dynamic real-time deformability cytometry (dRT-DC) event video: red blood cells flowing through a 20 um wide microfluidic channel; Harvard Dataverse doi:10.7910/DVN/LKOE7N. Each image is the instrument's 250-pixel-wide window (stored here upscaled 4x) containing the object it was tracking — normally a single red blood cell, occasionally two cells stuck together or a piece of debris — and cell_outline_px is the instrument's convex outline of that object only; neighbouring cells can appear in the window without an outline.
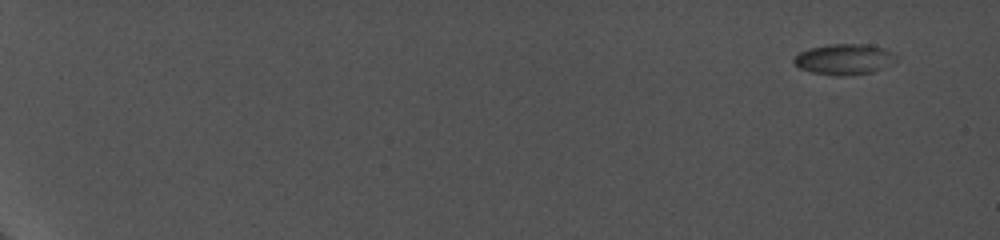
{"species": "common noctule bat (a hibernating species)", "species_latin": "Nyctalus noctula", "temperature_condition": "cold", "stored_images_in_passage": 72, "camera_frame_rate_fps": 5000, "um_per_image_px": 0.085, "animal": {"sex": "female", "body_mass_g": 19.0, "forearm_length_mm": 56.7}, "frame": {"image": 1, "passage_image": 1, "time_ms": 0.0, "image_size_px": [1000, 240], "cell_outline_px": [[900, 56], [896, 60], [872, 72], [844, 76], [832, 76], [812, 72], [800, 68], [792, 60], [800, 52], [808, 48], [828, 44], [872, 44], [884, 48]], "centroid_in_image_um": [71.77, 5.02], "position_along_channel_um": 13.2, "area_um2": 18.38}}
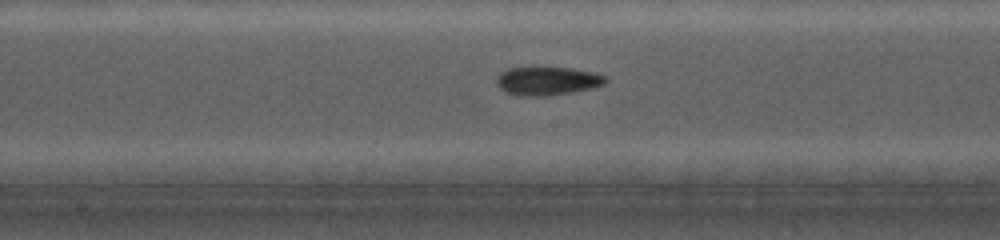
{"frame": {"image": 2, "passage_image": 44, "time_ms": 11.0, "image_size_px": [1000, 240], "cell_outline_px": [[608, 80], [604, 84], [592, 88], [572, 92], [544, 96], [520, 96], [508, 92], [500, 88], [496, 84], [496, 80], [500, 72], [508, 68], [572, 68], [592, 72], [604, 76]], "centroid_in_image_um": [46.51, 6.88], "position_along_channel_um": 201.7, "area_um2": 17.86}}
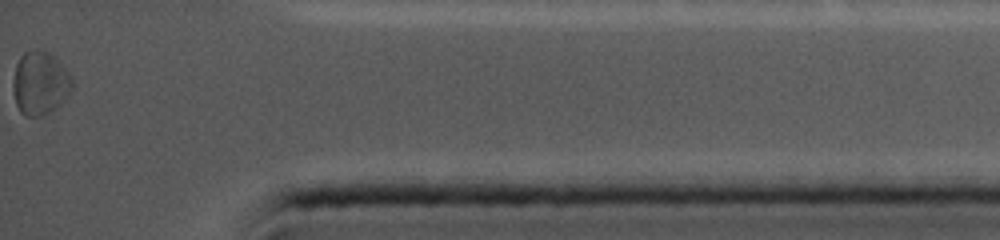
{"frame": {"image": 3, "passage_image": 72, "time_ms": 17.4, "image_size_px": [1000, 240], "cell_outline_px": [[72, 88], [60, 104], [48, 112], [40, 116], [28, 116], [20, 112], [16, 104], [12, 88], [12, 80], [16, 64], [20, 56], [28, 48], [44, 48], [56, 56], [72, 80]], "centroid_in_image_um": [3.36, 6.99], "position_along_channel_um": 431.8, "area_um2": 22.08}, "authors_computed_cell_mechanics": {"area_um2": 17.2244, "velocity_mm_per_s": 3.7831, "shape_relaxation_time_tau1_ms": null, "shape_relaxation_time_tau2_ms": 1.7641, "deformation_change_tau1": null, "deformation_change_tau2": 0.0591}}